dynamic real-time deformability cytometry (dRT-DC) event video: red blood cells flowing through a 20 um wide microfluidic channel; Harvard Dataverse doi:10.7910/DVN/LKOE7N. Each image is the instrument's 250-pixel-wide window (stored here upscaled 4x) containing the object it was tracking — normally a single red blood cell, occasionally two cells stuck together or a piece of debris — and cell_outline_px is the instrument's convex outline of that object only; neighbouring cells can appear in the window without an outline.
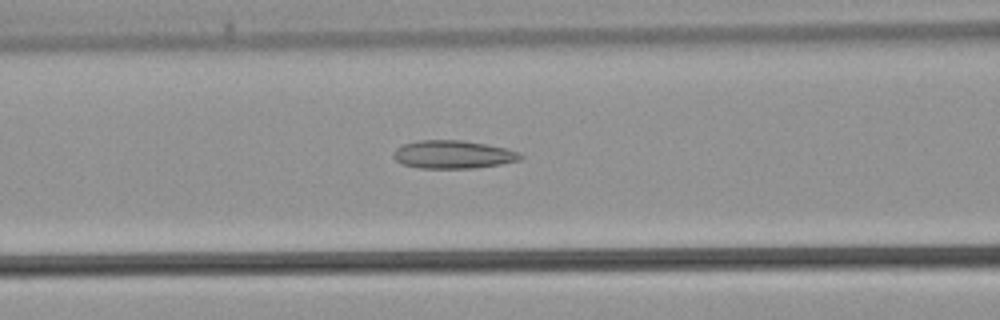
{"species": "common noctule bat (a hibernating species)", "species_latin": "Nyctalus noctula", "temperature_condition": "warm", "stored_images_in_passage": 23, "camera_frame_rate_fps": 3000, "um_per_image_px": 0.085, "animal": {"sex": "male", "body_mass_g": 21.5, "forearm_length_mm": 52.0}, "frame": {"image": 1, "passage_image": 6, "time_ms": 1.667, "image_size_px": [1000, 320], "cell_outline_px": [[524, 156], [520, 160], [500, 164], [476, 168], [420, 168], [404, 164], [396, 160], [392, 156], [396, 148], [404, 144], [420, 140], [464, 140], [488, 144], [520, 152]], "centroid_in_image_um": [38.54, 13.13], "position_along_channel_um": 128.1, "area_um2": 20.81}}
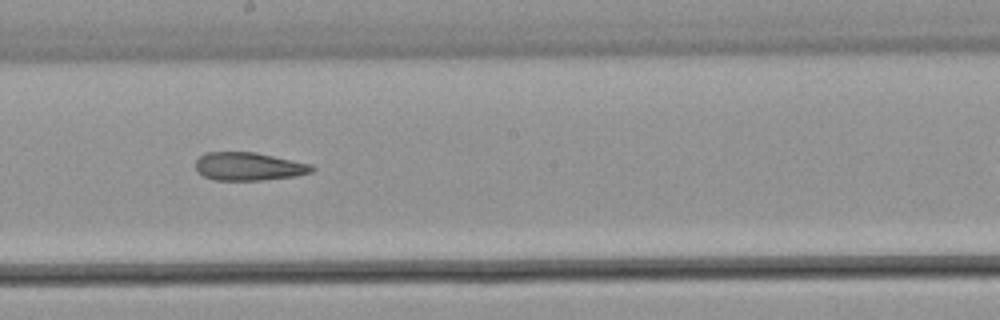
{"frame": {"image": 2, "passage_image": 12, "time_ms": 3.667, "image_size_px": [1000, 320], "cell_outline_px": [[316, 168], [312, 172], [296, 176], [260, 180], [212, 180], [196, 172], [196, 160], [204, 152], [256, 152], [312, 164]], "centroid_in_image_um": [21.14, 14.14], "position_along_channel_um": 227.1, "area_um2": 19.25}}
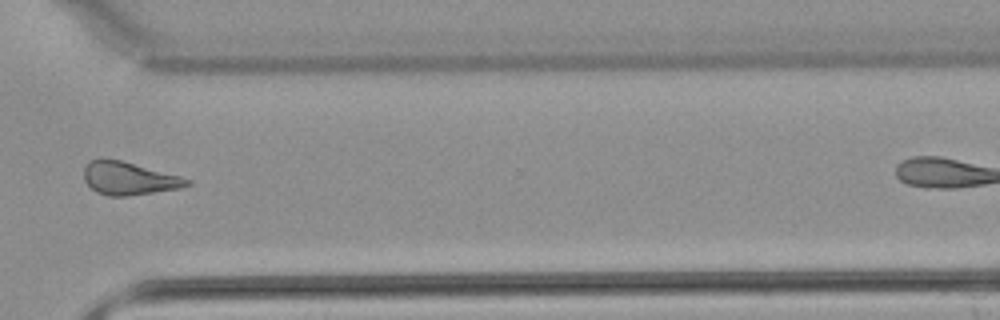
{"frame": {"image": 3, "passage_image": 20, "time_ms": 6.333, "image_size_px": [1000, 320], "cell_outline_px": [[192, 184], [184, 188], [128, 196], [108, 196], [96, 192], [84, 180], [84, 164], [88, 160], [120, 160], [180, 176], [192, 180]], "centroid_in_image_um": [10.99, 15.19], "position_along_channel_um": 359.6, "area_um2": 19.77}}